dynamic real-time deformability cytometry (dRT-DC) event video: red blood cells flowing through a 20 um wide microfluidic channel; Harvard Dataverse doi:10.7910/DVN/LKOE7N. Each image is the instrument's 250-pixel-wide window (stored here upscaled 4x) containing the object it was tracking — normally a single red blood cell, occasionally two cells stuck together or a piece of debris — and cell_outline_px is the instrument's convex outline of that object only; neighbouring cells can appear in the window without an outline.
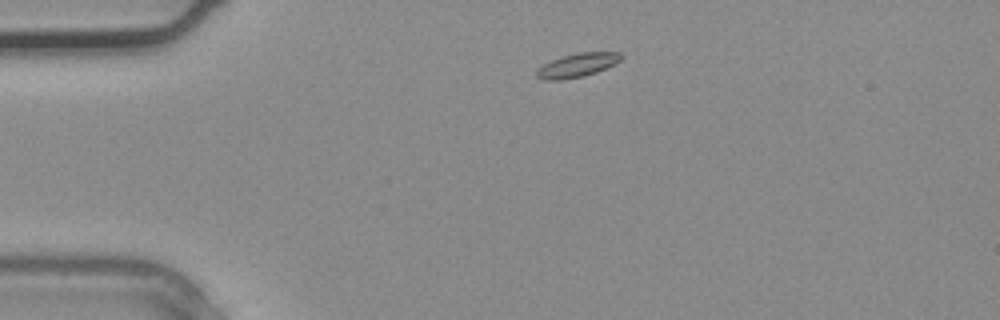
{"species": "common noctule bat (a hibernating species)", "species_latin": "Nyctalus noctula", "temperature_condition": "warm", "stored_images_in_passage": 1, "camera_frame_rate_fps": 3000, "um_per_image_px": 0.085, "animal": {"sex": "male", "body_mass_g": 20.4}, "frame": {"image": 1, "passage_image": 1, "time_ms": 0.0, "image_size_px": [1000, 320], "cell_outline_px": [[624, 56], [620, 60], [596, 72], [584, 76], [560, 80], [544, 80], [536, 76], [536, 72], [544, 64], [560, 56], [580, 52], [620, 52]], "centroid_in_image_um": [49.06, 5.53], "position_along_channel_um": 35.9, "area_um2": 11.56}}